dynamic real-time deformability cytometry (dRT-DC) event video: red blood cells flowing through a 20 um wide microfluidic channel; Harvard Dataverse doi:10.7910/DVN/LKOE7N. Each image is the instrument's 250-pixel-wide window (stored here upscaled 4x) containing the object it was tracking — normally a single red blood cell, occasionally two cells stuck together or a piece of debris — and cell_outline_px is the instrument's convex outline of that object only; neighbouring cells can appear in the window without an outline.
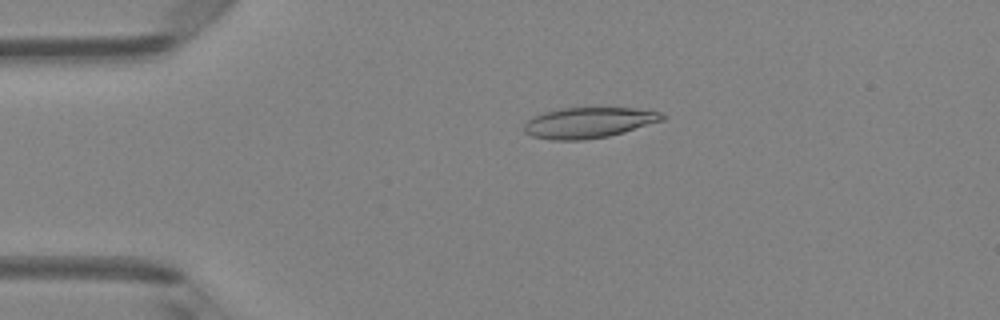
{"species": "Egyptian fruit bat (a non-hibernating species)", "species_latin": "Rousettus aegyptiacus", "temperature_condition": "room temperature", "stored_images_in_passage": 4, "camera_frame_rate_fps": 3000, "um_per_image_px": 0.085, "animal": {"sex": "female"}, "frame": {"image": 1, "passage_image": 3, "time_ms": 2.333, "image_size_px": [1000, 320], "cell_outline_px": [[668, 116], [664, 120], [624, 132], [608, 136], [584, 140], [552, 140], [532, 136], [524, 132], [524, 124], [528, 120], [544, 112], [560, 108], [636, 108], [664, 112]], "centroid_in_image_um": [50.09, 10.42], "position_along_channel_um": 34.9, "area_um2": 24.8}}